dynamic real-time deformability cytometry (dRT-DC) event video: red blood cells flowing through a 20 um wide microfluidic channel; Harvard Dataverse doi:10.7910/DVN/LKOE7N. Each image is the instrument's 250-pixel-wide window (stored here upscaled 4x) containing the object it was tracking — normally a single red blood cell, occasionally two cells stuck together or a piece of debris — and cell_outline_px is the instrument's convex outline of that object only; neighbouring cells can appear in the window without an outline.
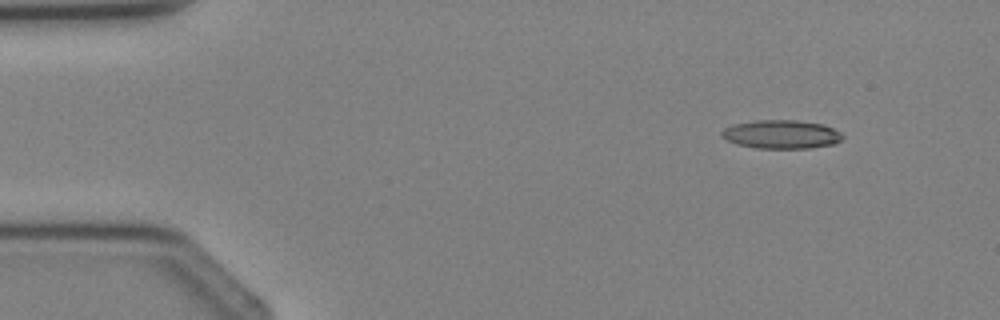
{"species": "Egyptian fruit bat (a non-hibernating species)", "species_latin": "Rousettus aegyptiacus", "temperature_condition": "cold", "stored_images_in_passage": 3, "camera_frame_rate_fps": 3000, "um_per_image_px": 0.085, "animal": {"sex": "female"}, "frame": {"image": 1, "passage_image": 1, "time_ms": 0.0, "image_size_px": [1000, 320], "cell_outline_px": [[844, 136], [840, 140], [832, 144], [808, 148], [756, 148], [736, 144], [720, 136], [720, 132], [724, 128], [732, 124], [756, 120], [796, 120], [824, 124], [840, 132]], "centroid_in_image_um": [66.38, 11.41], "position_along_channel_um": 18.6, "area_um2": 20.17}}
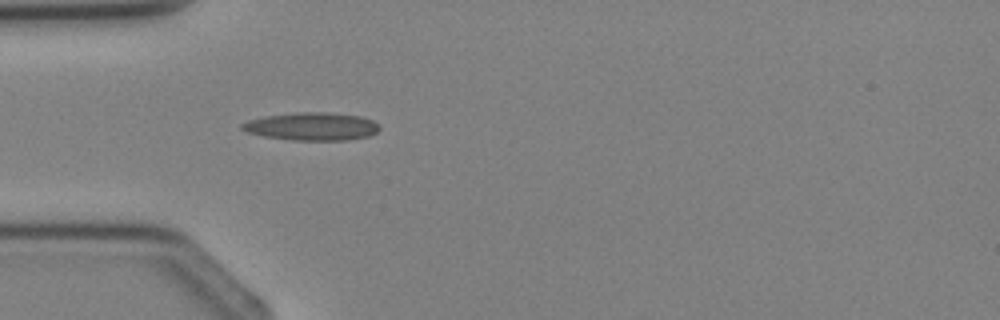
{"frame": {"image": 2, "passage_image": 3, "time_ms": 2.333, "image_size_px": [1000, 320], "cell_outline_px": [[380, 128], [376, 132], [368, 136], [348, 140], [292, 140], [264, 136], [248, 132], [240, 128], [240, 124], [248, 120], [264, 116], [296, 112], [328, 112], [360, 116], [372, 120], [380, 124]], "centroid_in_image_um": [26.51, 10.74], "position_along_channel_um": 58.5, "area_um2": 22.43}}